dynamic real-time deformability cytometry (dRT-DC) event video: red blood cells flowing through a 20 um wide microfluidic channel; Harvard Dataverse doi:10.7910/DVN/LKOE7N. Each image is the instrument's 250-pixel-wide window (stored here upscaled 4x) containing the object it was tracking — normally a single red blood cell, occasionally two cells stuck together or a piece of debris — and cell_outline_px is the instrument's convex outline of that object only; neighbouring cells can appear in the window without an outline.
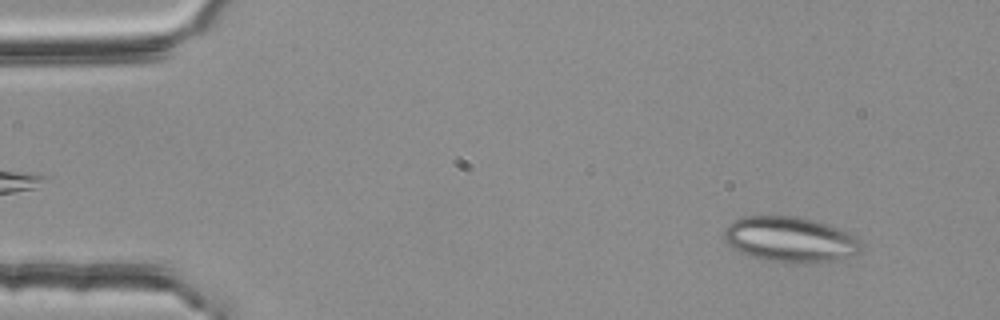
{"species": "common noctule bat (a hibernating species)", "species_latin": "Nyctalus noctula", "temperature_condition": "room temperature", "stored_images_in_passage": 52, "segment_of_instrument_passage": [1, 2], "camera_frame_rate_fps": 3000, "um_per_image_px": 0.085, "animal": {"sex": "female", "body_mass_g": 25.1}, "frame": {"image": 1, "passage_image": 5, "time_ms": 1.333, "image_size_px": [1000, 320], "cell_outline_px": [[864, 244], [860, 252], [856, 256], [804, 264], [784, 264], [760, 260], [748, 256], [732, 248], [724, 240], [724, 228], [728, 224], [740, 216], [796, 216], [816, 220], [828, 224], [848, 232], [856, 236]], "centroid_in_image_um": [67.16, 20.37], "position_along_channel_um": 17.8, "area_um2": 37.28}}